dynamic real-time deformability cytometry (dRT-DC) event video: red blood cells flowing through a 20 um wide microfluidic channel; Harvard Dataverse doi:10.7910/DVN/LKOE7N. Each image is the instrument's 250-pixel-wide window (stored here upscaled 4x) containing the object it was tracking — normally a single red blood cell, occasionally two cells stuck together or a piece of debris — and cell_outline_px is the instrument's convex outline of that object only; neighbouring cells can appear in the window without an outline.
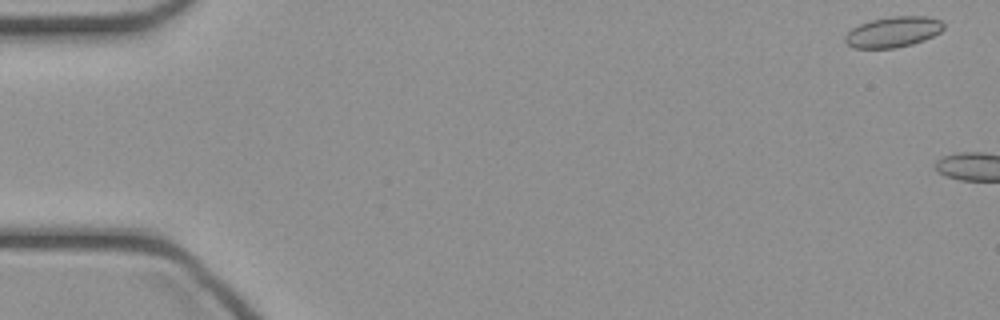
{"species": "common noctule bat (a hibernating species)", "species_latin": "Nyctalus noctula", "temperature_condition": "cold", "stored_images_in_passage": 8, "camera_frame_rate_fps": 3000, "um_per_image_px": 0.085, "animal": {"sex": "female", "body_mass_g": 21.9}, "frame": {"image": 1, "passage_image": 2, "time_ms": 0.333, "image_size_px": [1000, 320], "cell_outline_px": [[944, 28], [940, 32], [924, 40], [912, 44], [896, 48], [856, 48], [848, 44], [844, 40], [844, 36], [852, 28], [860, 24], [872, 20], [892, 16], [928, 16], [940, 20], [944, 24]], "centroid_in_image_um": [75.93, 2.71], "position_along_channel_um": 9.1, "area_um2": 17.51}}